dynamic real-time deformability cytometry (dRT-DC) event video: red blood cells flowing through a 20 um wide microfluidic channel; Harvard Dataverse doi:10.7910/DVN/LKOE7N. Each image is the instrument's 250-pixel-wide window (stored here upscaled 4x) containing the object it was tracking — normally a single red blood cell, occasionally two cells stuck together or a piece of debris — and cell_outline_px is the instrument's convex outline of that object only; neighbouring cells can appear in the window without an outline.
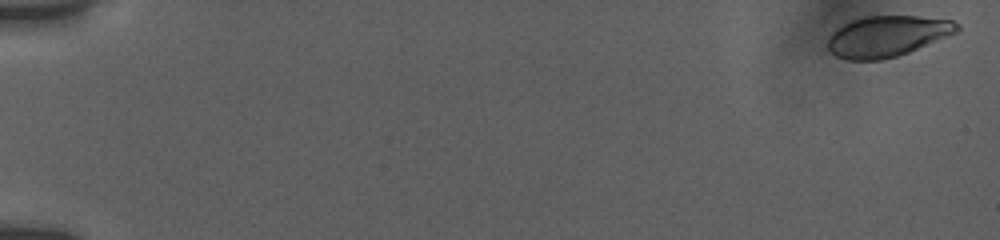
{"species": "human", "species_latin": "Homo sapiens", "temperature_condition": "room temperature", "stored_images_in_passage": 15, "camera_frame_rate_fps": 3000, "um_per_image_px": 0.085, "donor": {"sex": "female"}, "frame": {"image": 1, "passage_image": 1, "time_ms": 0.0, "image_size_px": [1000, 240], "cell_outline_px": [[960, 28], [956, 32], [908, 52], [896, 56], [880, 60], [848, 60], [836, 56], [828, 52], [828, 36], [836, 28], [848, 20], [864, 16], [916, 16], [952, 20], [960, 24]], "centroid_in_image_um": [75.34, 3.07], "position_along_channel_um": 9.7, "area_um2": 30.87}}
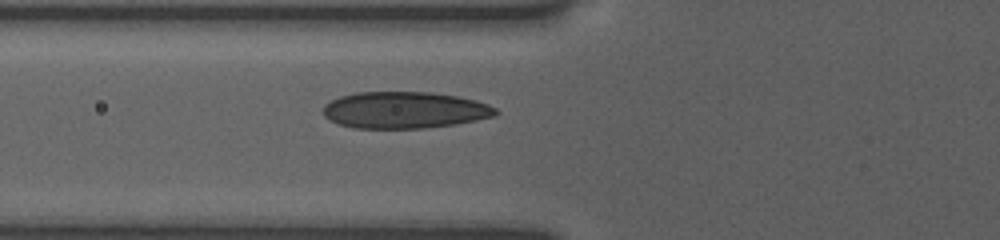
{"frame": {"image": 2, "passage_image": 11, "time_ms": 7.0, "image_size_px": [1000, 240], "cell_outline_px": [[500, 112], [496, 116], [456, 124], [424, 128], [352, 128], [328, 120], [324, 116], [324, 104], [340, 96], [356, 92], [432, 92], [456, 96], [476, 100], [488, 104], [496, 108]], "centroid_in_image_um": [34.4, 9.35], "position_along_channel_um": 91.4, "area_um2": 37.05}}
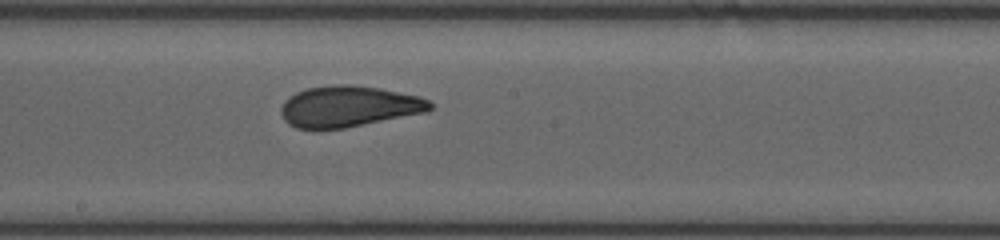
{"frame": {"image": 3, "passage_image": 15, "time_ms": 10.333, "image_size_px": [1000, 240], "cell_outline_px": [[432, 108], [428, 112], [344, 128], [296, 128], [288, 124], [284, 120], [280, 112], [280, 108], [284, 100], [288, 96], [296, 92], [308, 88], [332, 84], [352, 84], [380, 88], [420, 96], [428, 100], [432, 104]], "centroid_in_image_um": [29.63, 9.03], "position_along_channel_um": 218.6, "area_um2": 35.84}}